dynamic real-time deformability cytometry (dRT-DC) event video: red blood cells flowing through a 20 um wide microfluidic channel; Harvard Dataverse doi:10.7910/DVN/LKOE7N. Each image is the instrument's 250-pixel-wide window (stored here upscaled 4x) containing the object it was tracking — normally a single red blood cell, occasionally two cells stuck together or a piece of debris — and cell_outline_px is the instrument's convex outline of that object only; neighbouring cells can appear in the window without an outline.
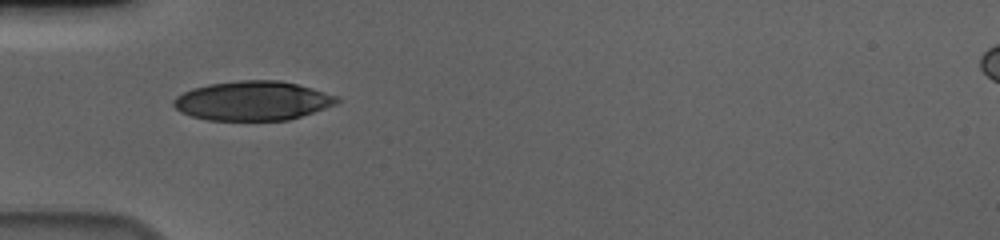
{"species": "human", "species_latin": "Homo sapiens", "temperature_condition": "cold", "stored_images_in_passage": 39, "camera_frame_rate_fps": 3000, "um_per_image_px": 0.085, "donor": {"sex": "male"}, "frame": {"image": 1, "passage_image": 1, "time_ms": 0.0, "image_size_px": [1000, 240], "cell_outline_px": [[340, 100], [336, 104], [288, 120], [208, 120], [192, 116], [180, 112], [172, 104], [172, 100], [176, 96], [192, 88], [208, 84], [240, 80], [280, 80], [312, 88], [340, 96]], "centroid_in_image_um": [21.47, 8.56], "position_along_channel_um": 63.5, "area_um2": 37.4}}
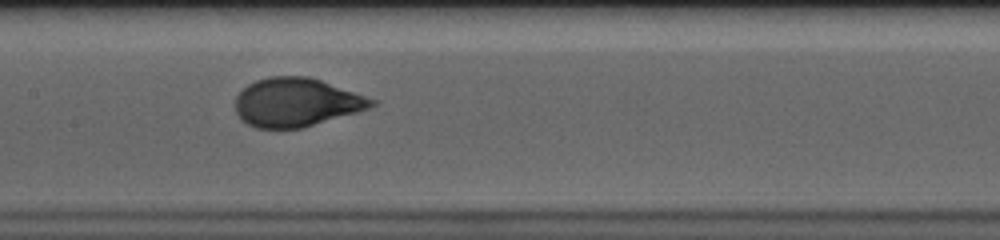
{"frame": {"image": 2, "passage_image": 11, "time_ms": 3.333, "image_size_px": [1000, 240], "cell_outline_px": [[376, 104], [372, 108], [304, 128], [256, 128], [240, 120], [236, 112], [236, 96], [248, 84], [256, 80], [268, 76], [308, 76], [320, 80], [376, 100]], "centroid_in_image_um": [25.18, 8.71], "position_along_channel_um": 182.2, "area_um2": 38.67}}
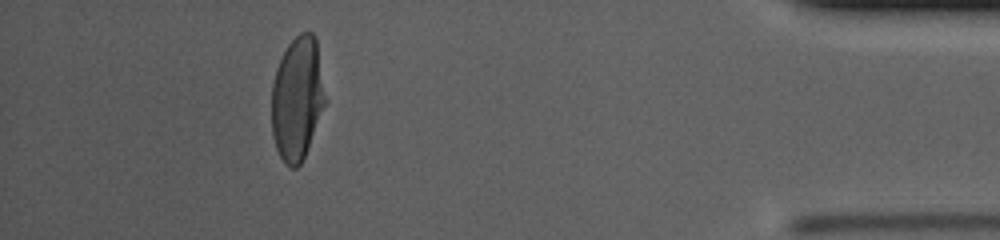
{"frame": {"image": 3, "passage_image": 34, "time_ms": 11.0, "image_size_px": [1000, 240], "cell_outline_px": [[324, 104], [304, 156], [300, 164], [296, 168], [288, 168], [284, 164], [276, 148], [272, 136], [272, 84], [276, 68], [288, 44], [300, 32], [312, 32], [316, 36], [324, 96]], "centroid_in_image_um": [25.23, 8.37], "position_along_channel_um": 410.0, "area_um2": 37.92}, "authors_computed_cell_mechanics": {"area_um2": 39.304, "velocity_mm_per_s": 3.6292, "shape_relaxation_time_tau1_ms": 3.4575, "shape_relaxation_time_tau2_ms": null, "deformation_change_tau1": 0.1815, "deformation_change_tau2": null}}